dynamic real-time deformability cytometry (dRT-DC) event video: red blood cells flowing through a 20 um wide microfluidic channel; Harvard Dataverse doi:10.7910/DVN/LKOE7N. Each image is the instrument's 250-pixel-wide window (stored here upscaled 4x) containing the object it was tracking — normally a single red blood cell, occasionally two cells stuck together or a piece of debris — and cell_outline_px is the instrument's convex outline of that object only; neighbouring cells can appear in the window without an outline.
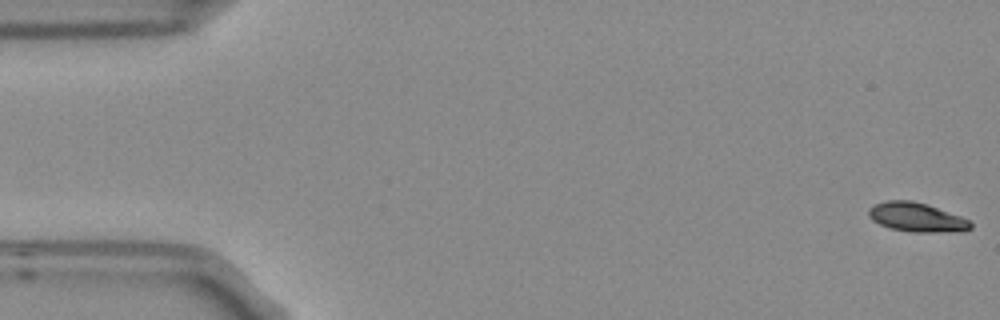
{"species": "Egyptian fruit bat (a non-hibernating species)", "species_latin": "Rousettus aegyptiacus", "temperature_condition": "room temperature", "stored_images_in_passage": 4, "camera_frame_rate_fps": 3000, "um_per_image_px": 0.085, "frame": {"image": 1, "passage_image": 1, "time_ms": 0.0, "image_size_px": [1000, 320], "cell_outline_px": [[972, 228], [964, 232], [912, 232], [888, 228], [872, 220], [868, 216], [868, 208], [872, 204], [888, 200], [912, 200], [928, 204], [960, 216], [968, 220], [972, 224]], "centroid_in_image_um": [77.9, 18.47], "position_along_channel_um": 7.1, "area_um2": 17.63}}
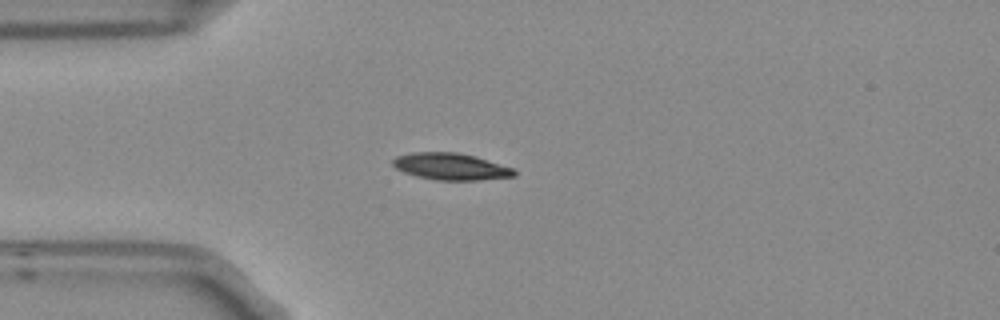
{"frame": {"image": 2, "passage_image": 4, "time_ms": 1.0, "image_size_px": [1000, 320], "cell_outline_px": [[516, 176], [476, 180], [436, 180], [416, 176], [404, 172], [396, 168], [392, 164], [392, 160], [396, 156], [412, 152], [456, 152], [476, 156], [516, 168]], "centroid_in_image_um": [38.35, 14.15], "position_along_channel_um": 46.7, "area_um2": 19.13}}